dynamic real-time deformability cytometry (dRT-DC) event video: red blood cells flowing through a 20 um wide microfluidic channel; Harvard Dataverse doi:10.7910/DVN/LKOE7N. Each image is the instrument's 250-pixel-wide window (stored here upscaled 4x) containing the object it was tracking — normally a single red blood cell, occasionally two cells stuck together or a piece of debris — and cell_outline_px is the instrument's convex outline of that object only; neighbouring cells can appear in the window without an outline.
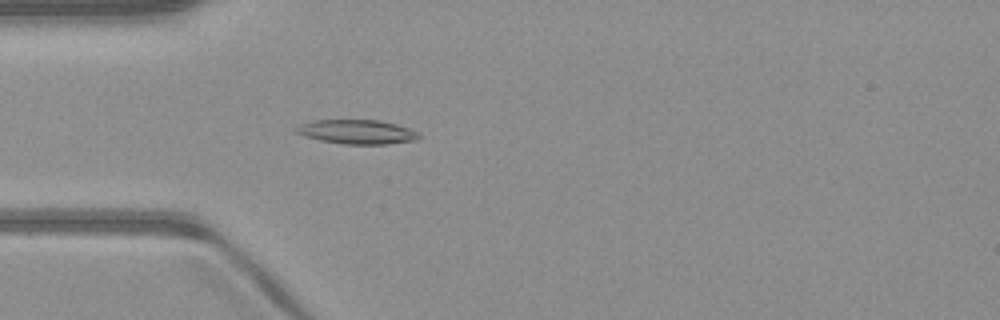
{"species": "common noctule bat (a hibernating species)", "species_latin": "Nyctalus noctula", "temperature_condition": "warm", "stored_images_in_passage": 43, "camera_frame_rate_fps": 3000, "um_per_image_px": 0.085, "animal": {"sex": "male", "body_mass_g": 23.1, "forearm_length_mm": 52.7}, "frame": {"image": 1, "passage_image": 7, "time_ms": 2.0, "image_size_px": [1000, 320], "cell_outline_px": [[420, 136], [416, 140], [388, 144], [344, 144], [320, 140], [304, 136], [296, 132], [292, 128], [300, 124], [312, 120], [380, 120], [396, 124], [408, 128], [416, 132]], "centroid_in_image_um": [30.3, 11.2], "position_along_channel_um": 54.7, "area_um2": 17.34}}
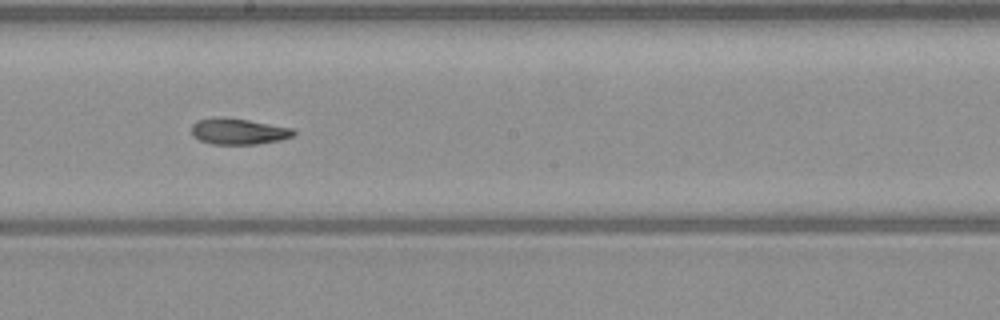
{"frame": {"image": 2, "passage_image": 20, "time_ms": 6.333, "image_size_px": [1000, 320], "cell_outline_px": [[296, 132], [292, 136], [280, 140], [256, 144], [212, 144], [200, 140], [192, 132], [192, 124], [196, 120], [216, 116], [220, 116], [248, 120], [296, 128]], "centroid_in_image_um": [20.29, 11.15], "position_along_channel_um": 227.9, "area_um2": 15.61}}
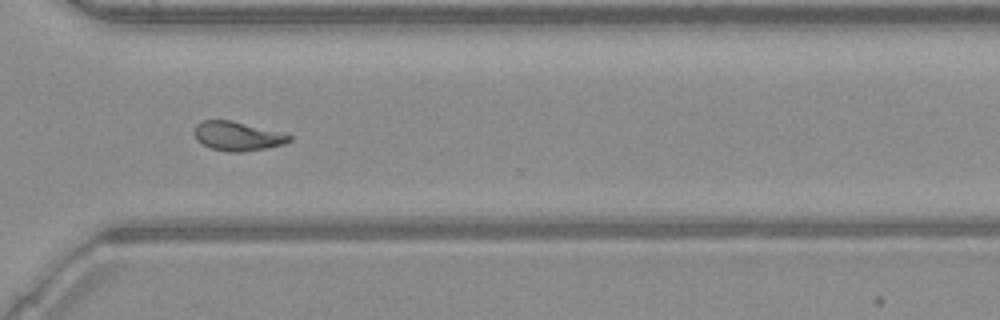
{"frame": {"image": 3, "passage_image": 29, "time_ms": 9.333, "image_size_px": [1000, 320], "cell_outline_px": [[292, 140], [284, 144], [264, 148], [240, 152], [228, 152], [212, 148], [196, 140], [192, 132], [196, 124], [204, 120], [232, 120], [292, 136]], "centroid_in_image_um": [20.12, 11.57], "position_along_channel_um": 350.5, "area_um2": 15.9}, "authors_computed_cell_mechanics": {"area_um2": 16.1262, "velocity_mm_per_s": 4.0871, "shape_relaxation_time_tau1_ms": 7.4746, "shape_relaxation_time_tau2_ms": 2.9792, "deformation_change_tau1": 0.1954, "deformation_change_tau2": 0.0859}}